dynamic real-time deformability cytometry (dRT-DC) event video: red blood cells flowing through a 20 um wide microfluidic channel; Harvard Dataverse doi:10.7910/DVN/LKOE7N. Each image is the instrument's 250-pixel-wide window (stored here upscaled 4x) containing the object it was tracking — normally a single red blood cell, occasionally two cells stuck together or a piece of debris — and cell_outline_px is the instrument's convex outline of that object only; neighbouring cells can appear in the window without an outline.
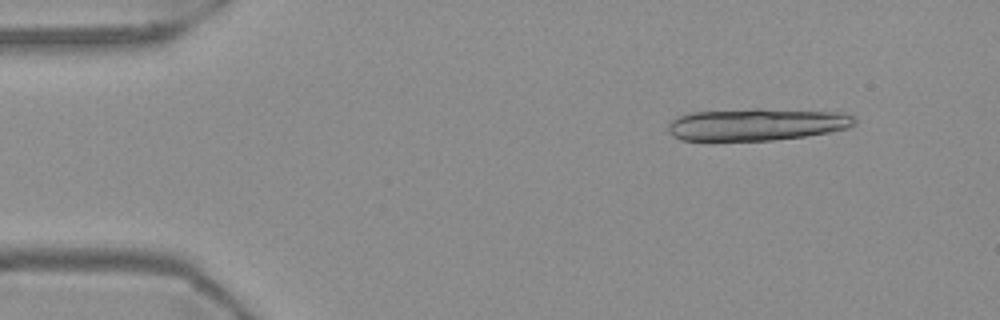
{"species": "Egyptian fruit bat (a non-hibernating species)", "species_latin": "Rousettus aegyptiacus", "temperature_condition": "warm", "stored_images_in_passage": 18, "camera_frame_rate_fps": 3000, "um_per_image_px": 0.085, "frame": {"image": 1, "passage_image": 6, "time_ms": 1.667, "image_size_px": [1000, 320], "cell_outline_px": [[856, 124], [848, 128], [828, 132], [804, 136], [772, 140], [680, 140], [672, 136], [668, 132], [668, 124], [676, 116], [692, 112], [752, 108], [760, 108], [844, 112], [856, 116]], "centroid_in_image_um": [64.34, 10.55], "position_along_channel_um": 20.7, "area_um2": 35.43}}